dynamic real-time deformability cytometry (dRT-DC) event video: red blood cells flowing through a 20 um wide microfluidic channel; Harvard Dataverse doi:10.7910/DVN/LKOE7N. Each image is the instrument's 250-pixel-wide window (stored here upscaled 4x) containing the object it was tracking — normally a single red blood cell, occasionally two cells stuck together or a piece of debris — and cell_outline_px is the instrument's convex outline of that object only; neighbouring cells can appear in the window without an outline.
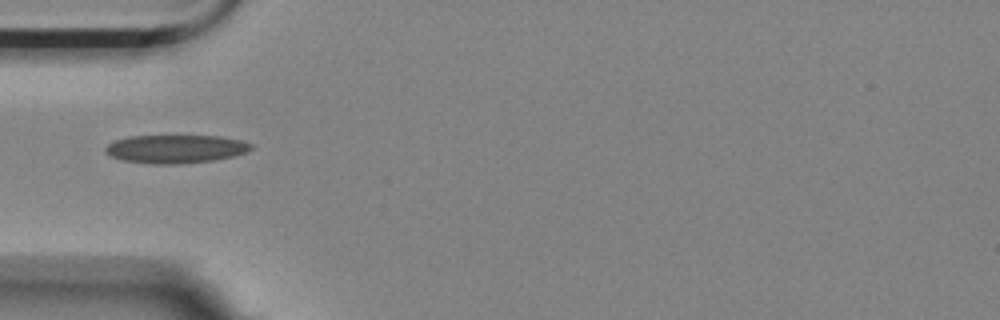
{"species": "Egyptian fruit bat (a non-hibernating species)", "species_latin": "Rousettus aegyptiacus", "temperature_condition": "room temperature", "stored_images_in_passage": 11, "camera_frame_rate_fps": 3000, "um_per_image_px": 0.085, "animal": {"sex": "female"}, "frame": {"image": 1, "passage_image": 1, "time_ms": 0.0, "image_size_px": [1000, 320], "cell_outline_px": [[252, 148], [244, 152], [232, 156], [212, 160], [180, 164], [152, 164], [124, 160], [112, 156], [104, 152], [104, 148], [112, 140], [128, 136], [220, 136], [240, 140], [252, 144]], "centroid_in_image_um": [14.87, 12.65], "position_along_channel_um": 70.1, "area_um2": 23.93}}
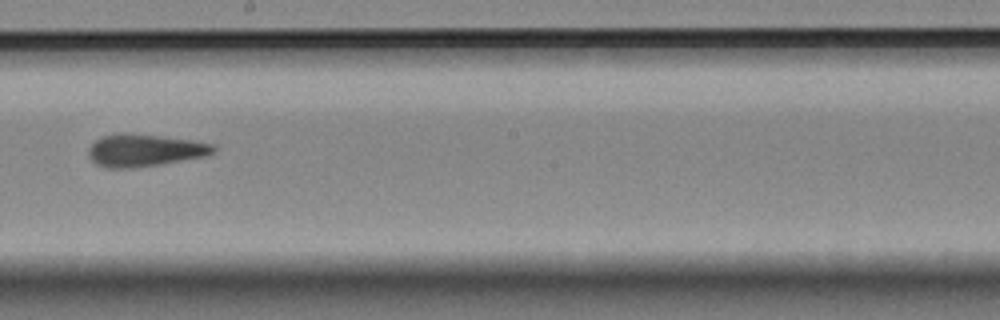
{"frame": {"image": 2, "passage_image": 5, "time_ms": 1.333, "image_size_px": [1000, 320], "cell_outline_px": [[216, 152], [204, 156], [160, 164], [132, 168], [108, 168], [96, 164], [88, 156], [88, 148], [96, 140], [104, 136], [120, 132], [124, 132], [160, 136], [192, 140], [216, 144]], "centroid_in_image_um": [12.29, 12.77], "position_along_channel_um": 235.9, "area_um2": 23.58}}
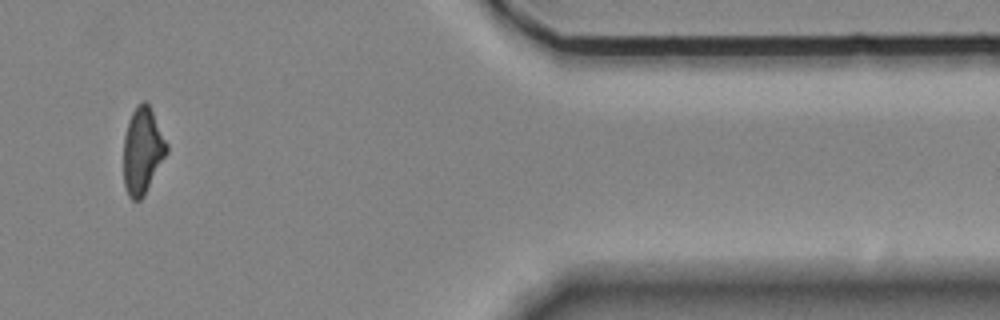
{"frame": {"image": 3, "passage_image": 10, "time_ms": 3.0, "image_size_px": [1000, 320], "cell_outline_px": [[168, 152], [144, 196], [140, 200], [132, 200], [128, 196], [124, 184], [124, 136], [128, 120], [136, 104], [144, 100], [148, 104], [168, 144]], "centroid_in_image_um": [12.11, 12.82], "position_along_channel_um": 399.3, "area_um2": 21.73}}